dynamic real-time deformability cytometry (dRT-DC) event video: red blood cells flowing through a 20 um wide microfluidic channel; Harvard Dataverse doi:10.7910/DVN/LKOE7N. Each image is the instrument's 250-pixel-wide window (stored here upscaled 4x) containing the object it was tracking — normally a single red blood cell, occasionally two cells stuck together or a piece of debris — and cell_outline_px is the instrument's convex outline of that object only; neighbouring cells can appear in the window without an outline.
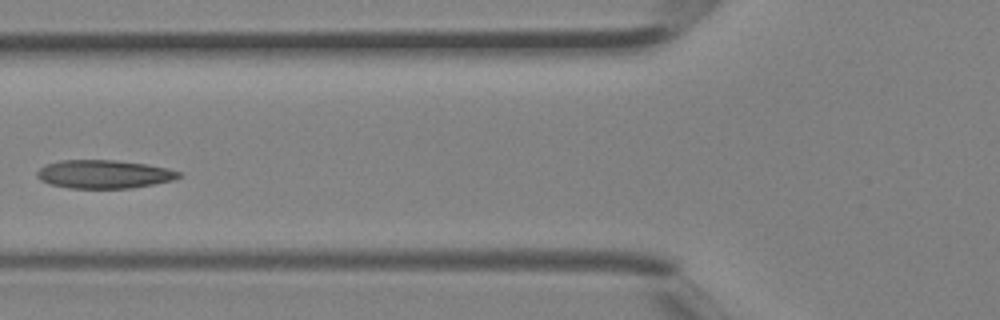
{"species": "Egyptian fruit bat (a non-hibernating species)", "species_latin": "Rousettus aegyptiacus", "temperature_condition": "room temperature", "stored_images_in_passage": 4, "camera_frame_rate_fps": 3000, "um_per_image_px": 0.085, "animal": {"sex": "female"}, "frame": {"image": 1, "passage_image": 4, "time_ms": 1.0, "image_size_px": [1000, 320], "cell_outline_px": [[184, 176], [172, 180], [132, 188], [68, 188], [48, 184], [40, 180], [36, 176], [36, 172], [44, 164], [60, 160], [116, 160], [148, 164], [168, 168], [180, 172]], "centroid_in_image_um": [8.81, 14.8], "position_along_channel_um": 117.0, "area_um2": 23.7}}